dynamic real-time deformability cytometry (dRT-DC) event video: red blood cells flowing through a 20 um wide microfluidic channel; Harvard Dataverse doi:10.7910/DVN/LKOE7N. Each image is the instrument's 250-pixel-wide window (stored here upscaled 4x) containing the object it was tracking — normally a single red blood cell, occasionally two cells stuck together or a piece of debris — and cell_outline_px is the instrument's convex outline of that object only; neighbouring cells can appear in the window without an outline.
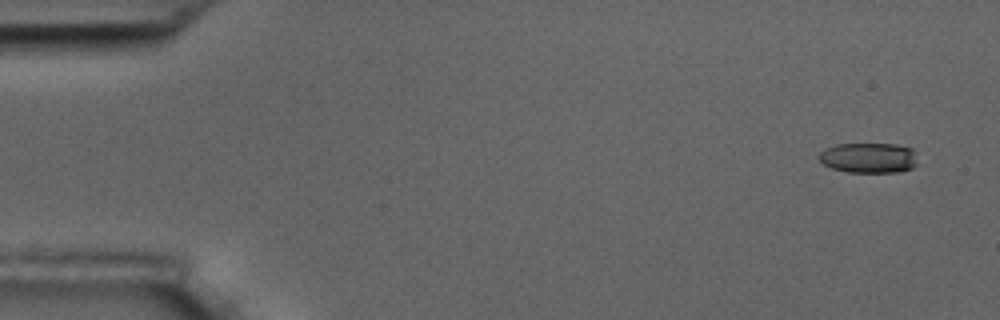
{"species": "common noctule bat (a hibernating species)", "species_latin": "Nyctalus noctula", "temperature_condition": "room temperature", "stored_images_in_passage": 5, "camera_frame_rate_fps": 3000, "um_per_image_px": 0.085, "animal": {"sex": "male", "body_mass_g": 17.5, "forearm_length_mm": 52.3}, "frame": {"image": 1, "passage_image": 1, "time_ms": 0.0, "image_size_px": [1000, 320], "cell_outline_px": [[916, 164], [912, 168], [900, 172], [848, 172], [832, 168], [824, 164], [816, 156], [824, 148], [836, 144], [896, 144], [912, 148]], "centroid_in_image_um": [73.8, 13.41], "position_along_channel_um": 11.2, "area_um2": 17.4}}
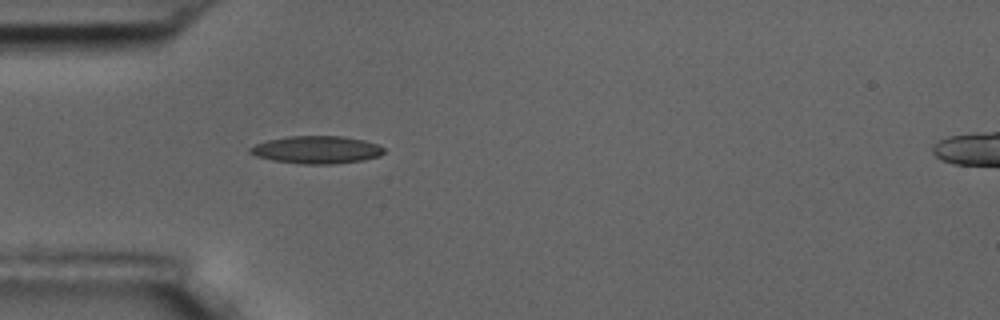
{"frame": {"image": 2, "passage_image": 5, "time_ms": 4.667, "image_size_px": [1000, 320], "cell_outline_px": [[384, 152], [380, 156], [364, 160], [332, 164], [304, 164], [272, 160], [256, 156], [248, 152], [248, 148], [256, 144], [268, 140], [288, 136], [340, 136], [364, 140], [376, 144], [384, 148]], "centroid_in_image_um": [26.91, 12.73], "position_along_channel_um": 58.1, "area_um2": 21.5}}